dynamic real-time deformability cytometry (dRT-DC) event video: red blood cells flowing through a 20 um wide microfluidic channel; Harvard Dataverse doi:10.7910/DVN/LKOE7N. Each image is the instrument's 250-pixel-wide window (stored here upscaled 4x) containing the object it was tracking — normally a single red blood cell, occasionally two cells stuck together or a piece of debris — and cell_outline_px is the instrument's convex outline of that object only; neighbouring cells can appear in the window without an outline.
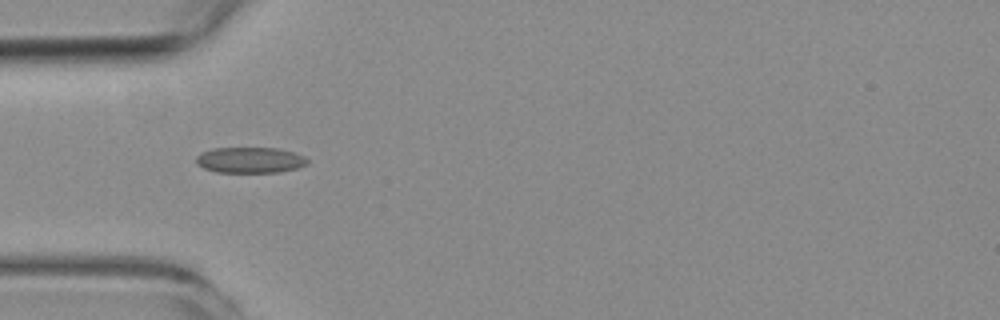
{"species": "common noctule bat (a hibernating species)", "species_latin": "Nyctalus noctula", "temperature_condition": "room temperature", "stored_images_in_passage": 5, "camera_frame_rate_fps": 3000, "um_per_image_px": 0.085, "animal": {"sex": "female", "body_mass_g": 19.3, "forearm_length_mm": 54.1}, "frame": {"image": 1, "passage_image": 1, "time_ms": 0.0, "image_size_px": [1000, 320], "cell_outline_px": [[308, 164], [296, 168], [280, 172], [216, 172], [204, 168], [196, 164], [196, 156], [200, 152], [212, 148], [276, 148], [292, 152], [304, 156], [308, 160]], "centroid_in_image_um": [21.22, 13.6], "position_along_channel_um": 63.8, "area_um2": 16.76}}
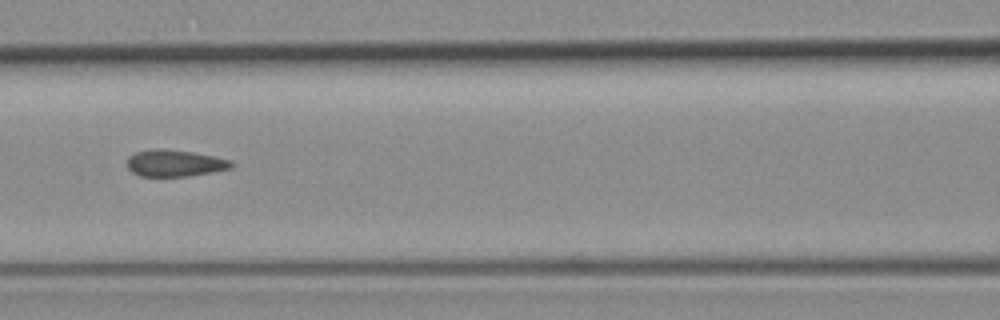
{"frame": {"image": 2, "passage_image": 3, "time_ms": 2.333, "image_size_px": [1000, 320], "cell_outline_px": [[236, 164], [232, 168], [212, 172], [188, 176], [140, 176], [132, 172], [128, 168], [128, 156], [136, 152], [156, 148], [160, 148], [192, 152], [232, 160]], "centroid_in_image_um": [14.88, 13.87], "position_along_channel_um": 151.7, "area_um2": 16.24}}
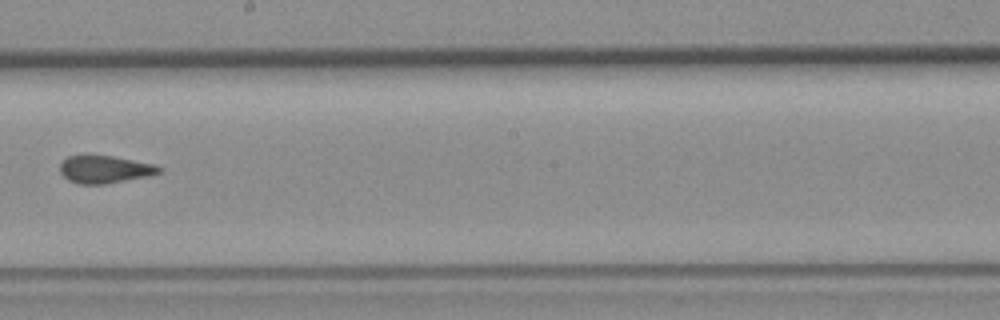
{"frame": {"image": 3, "passage_image": 5, "time_ms": 4.667, "image_size_px": [1000, 320], "cell_outline_px": [[164, 168], [160, 172], [148, 176], [104, 184], [76, 184], [68, 180], [60, 172], [60, 164], [68, 156], [84, 152], [112, 156], [156, 164]], "centroid_in_image_um": [8.87, 14.35], "position_along_channel_um": 239.3, "area_um2": 16.47}}